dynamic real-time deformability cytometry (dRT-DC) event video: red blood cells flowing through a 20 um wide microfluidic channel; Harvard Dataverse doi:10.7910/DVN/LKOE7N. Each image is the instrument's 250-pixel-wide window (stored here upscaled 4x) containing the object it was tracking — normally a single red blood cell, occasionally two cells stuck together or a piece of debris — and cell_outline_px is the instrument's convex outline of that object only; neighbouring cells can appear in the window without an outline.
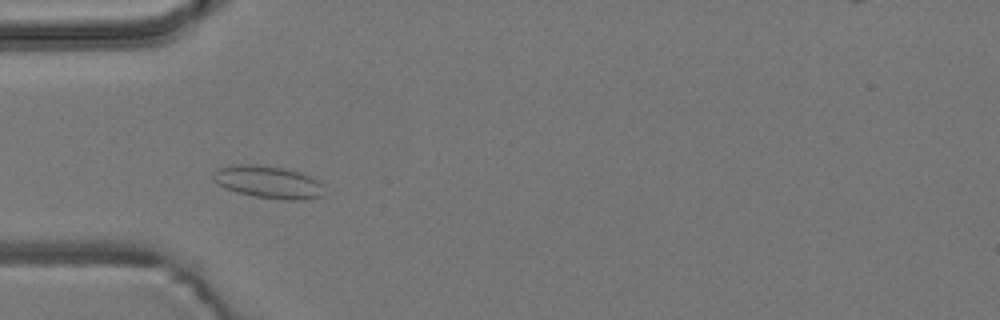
{"species": "common noctule bat (a hibernating species)", "species_latin": "Nyctalus noctula", "temperature_condition": "room temperature", "stored_images_in_passage": 50, "camera_frame_rate_fps": 3000, "um_per_image_px": 0.085, "animal": {"sex": "male", "body_mass_g": 19.2, "forearm_length_mm": 51.8}, "frame": {"image": 1, "passage_image": 12, "time_ms": 3.667, "image_size_px": [1000, 320], "cell_outline_px": [[324, 196], [304, 200], [284, 200], [256, 196], [236, 192], [224, 188], [212, 180], [212, 172], [216, 168], [236, 164], [256, 164], [284, 168], [300, 172], [324, 184]], "centroid_in_image_um": [22.79, 15.47], "position_along_channel_um": 62.2, "area_um2": 21.33}}
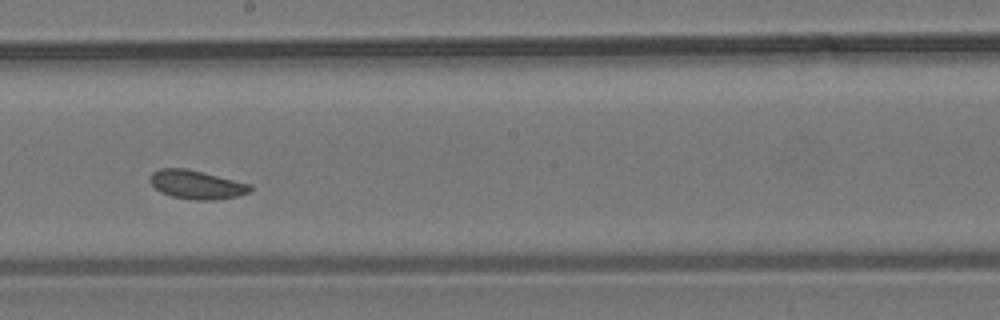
{"frame": {"image": 2, "passage_image": 26, "time_ms": 8.333, "image_size_px": [1000, 320], "cell_outline_px": [[252, 188], [248, 192], [236, 196], [212, 200], [196, 200], [172, 196], [160, 192], [148, 180], [152, 172], [160, 168], [188, 168], [252, 184]], "centroid_in_image_um": [16.69, 15.67], "position_along_channel_um": 231.5, "area_um2": 16.76}}
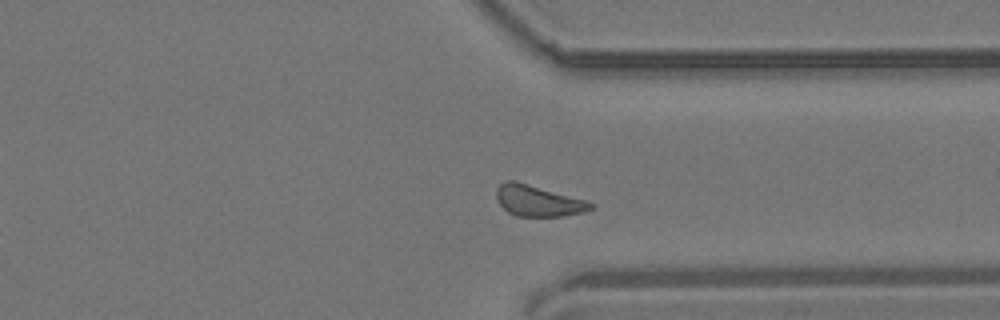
{"frame": {"image": 3, "passage_image": 37, "time_ms": 12.0, "image_size_px": [1000, 320], "cell_outline_px": [[596, 208], [584, 212], [560, 216], [516, 216], [508, 212], [500, 204], [496, 196], [496, 188], [504, 180], [516, 180], [584, 200], [596, 204]], "centroid_in_image_um": [45.73, 17.06], "position_along_channel_um": 365.7, "area_um2": 17.05}}